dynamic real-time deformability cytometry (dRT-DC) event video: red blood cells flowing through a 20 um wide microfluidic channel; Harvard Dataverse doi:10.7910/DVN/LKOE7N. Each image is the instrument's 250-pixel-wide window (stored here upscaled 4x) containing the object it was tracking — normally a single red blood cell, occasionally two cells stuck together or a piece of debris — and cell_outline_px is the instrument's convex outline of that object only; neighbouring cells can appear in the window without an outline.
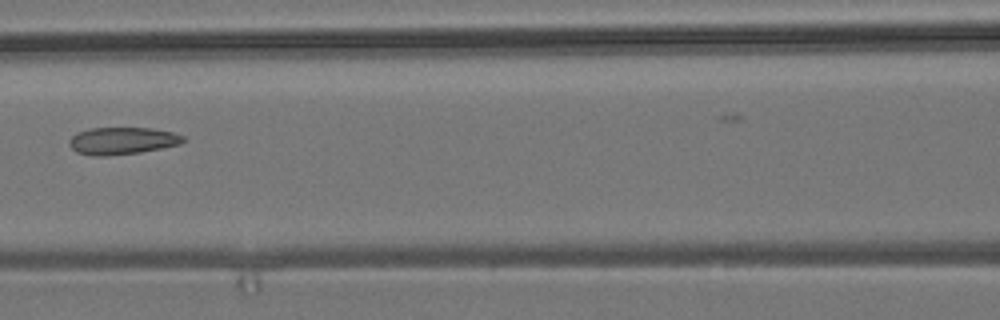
{"species": "common noctule bat (a hibernating species)", "species_latin": "Nyctalus noctula", "temperature_condition": "room temperature", "stored_images_in_passage": 7, "camera_frame_rate_fps": 3000, "um_per_image_px": 0.085, "animal": {"sex": "male", "body_mass_g": 19.2, "forearm_length_mm": 51.8}, "frame": {"image": 1, "passage_image": 7, "time_ms": 7.667, "image_size_px": [1000, 320], "cell_outline_px": [[184, 140], [180, 144], [140, 152], [104, 156], [92, 156], [76, 152], [68, 144], [68, 140], [76, 132], [92, 128], [152, 128], [172, 132], [184, 136]], "centroid_in_image_um": [10.34, 11.96], "position_along_channel_um": 156.3, "area_um2": 18.03}}